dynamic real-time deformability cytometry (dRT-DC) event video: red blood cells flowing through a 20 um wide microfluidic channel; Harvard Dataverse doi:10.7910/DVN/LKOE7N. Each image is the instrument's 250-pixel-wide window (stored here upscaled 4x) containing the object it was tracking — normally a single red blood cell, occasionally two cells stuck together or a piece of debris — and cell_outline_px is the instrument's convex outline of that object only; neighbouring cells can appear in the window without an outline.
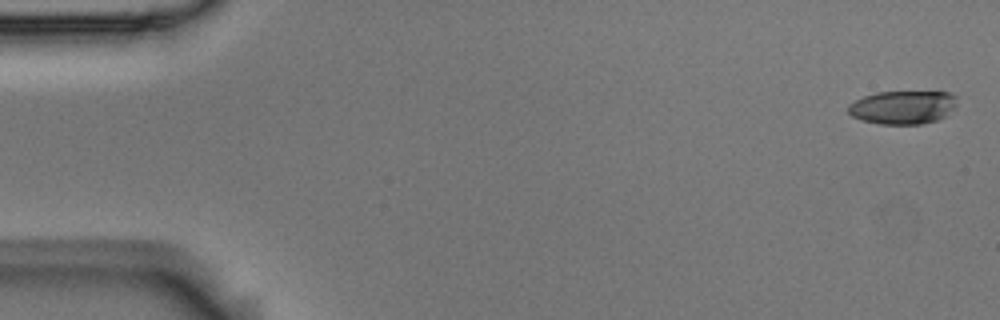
{"species": "Egyptian fruit bat (a non-hibernating species)", "species_latin": "Rousettus aegyptiacus", "temperature_condition": "room temperature", "stored_images_in_passage": 4, "camera_frame_rate_fps": 3000, "um_per_image_px": 0.085, "animal": {"sex": "male"}, "frame": {"image": 1, "passage_image": 1, "time_ms": 0.0, "image_size_px": [1000, 320], "cell_outline_px": [[956, 104], [944, 116], [936, 120], [920, 124], [880, 124], [860, 120], [852, 116], [848, 112], [848, 104], [864, 96], [876, 92], [948, 92], [956, 96]], "centroid_in_image_um": [76.69, 9.12], "position_along_channel_um": 8.3, "area_um2": 21.04}}
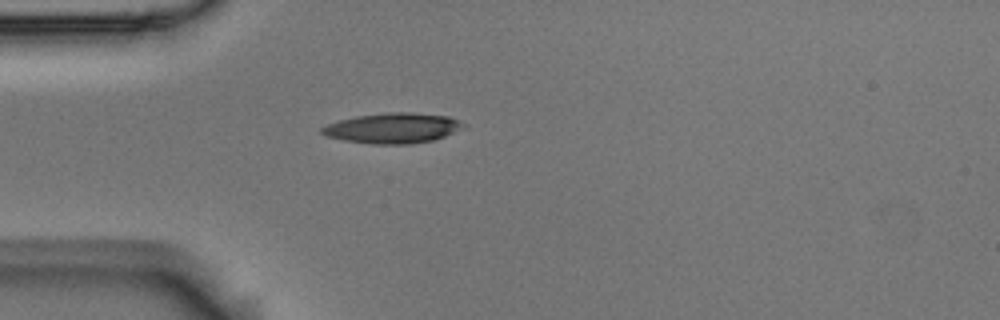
{"frame": {"image": 2, "passage_image": 4, "time_ms": 1.0, "image_size_px": [1000, 320], "cell_outline_px": [[468, 124], [464, 128], [444, 136], [432, 140], [408, 144], [372, 144], [344, 140], [328, 136], [320, 132], [320, 128], [328, 124], [340, 120], [356, 116], [392, 112], [408, 112], [448, 116]], "centroid_in_image_um": [33.41, 10.89], "position_along_channel_um": 51.6, "area_um2": 24.8}}